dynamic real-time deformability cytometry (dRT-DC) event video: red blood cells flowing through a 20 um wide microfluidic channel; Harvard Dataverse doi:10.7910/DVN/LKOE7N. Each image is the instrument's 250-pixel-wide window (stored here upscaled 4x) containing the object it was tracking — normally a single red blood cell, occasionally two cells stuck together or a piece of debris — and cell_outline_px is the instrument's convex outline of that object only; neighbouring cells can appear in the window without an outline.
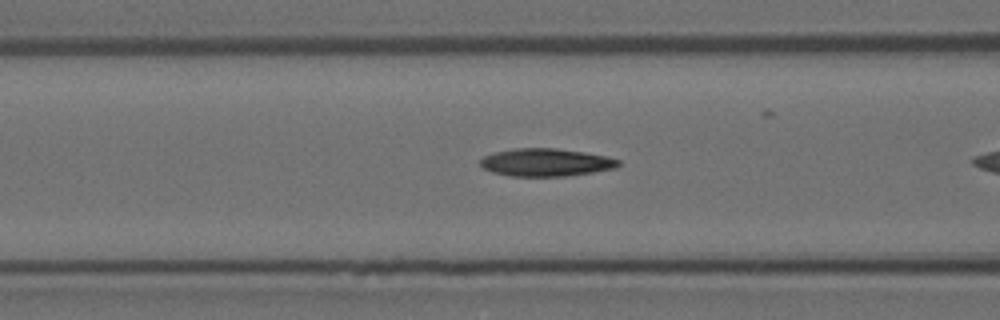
{"species": "Egyptian fruit bat (a non-hibernating species)", "species_latin": "Rousettus aegyptiacus", "temperature_condition": "room temperature", "stored_images_in_passage": 41, "camera_frame_rate_fps": 3000, "um_per_image_px": 0.085, "animal": {"sex": "female"}, "frame": {"image": 1, "passage_image": 18, "time_ms": 5.667, "image_size_px": [1000, 320], "cell_outline_px": [[620, 164], [616, 168], [592, 172], [564, 176], [512, 176], [492, 172], [484, 168], [480, 164], [480, 160], [484, 156], [492, 152], [516, 148], [556, 148], [584, 152], [608, 156], [620, 160]], "centroid_in_image_um": [46.41, 13.79], "position_along_channel_um": 120.2, "area_um2": 22.37}}
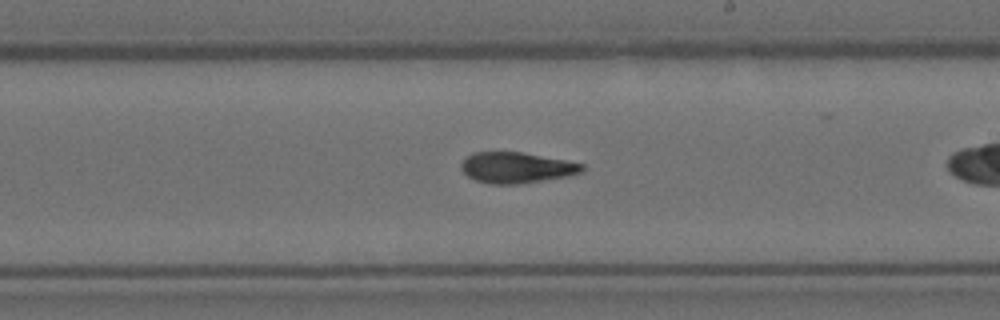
{"frame": {"image": 2, "passage_image": 28, "time_ms": 9.0, "image_size_px": [1000, 320], "cell_outline_px": [[584, 172], [568, 176], [520, 184], [488, 184], [476, 180], [468, 176], [460, 168], [460, 164], [472, 152], [520, 152], [564, 160], [584, 164]], "centroid_in_image_um": [43.9, 14.26], "position_along_channel_um": 245.1, "area_um2": 21.68}}
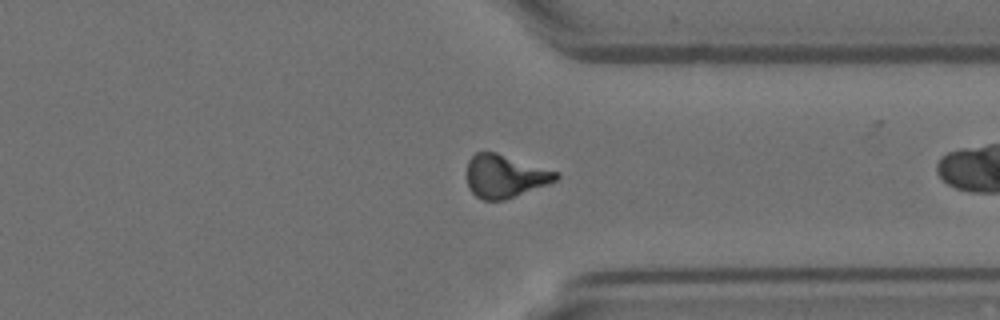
{"frame": {"image": 3, "passage_image": 38, "time_ms": 12.333, "image_size_px": [1000, 320], "cell_outline_px": [[560, 176], [556, 180], [504, 200], [484, 200], [476, 196], [468, 188], [468, 160], [476, 152], [496, 152], [560, 172]], "centroid_in_image_um": [42.92, 14.96], "position_along_channel_um": 368.5, "area_um2": 22.08}}